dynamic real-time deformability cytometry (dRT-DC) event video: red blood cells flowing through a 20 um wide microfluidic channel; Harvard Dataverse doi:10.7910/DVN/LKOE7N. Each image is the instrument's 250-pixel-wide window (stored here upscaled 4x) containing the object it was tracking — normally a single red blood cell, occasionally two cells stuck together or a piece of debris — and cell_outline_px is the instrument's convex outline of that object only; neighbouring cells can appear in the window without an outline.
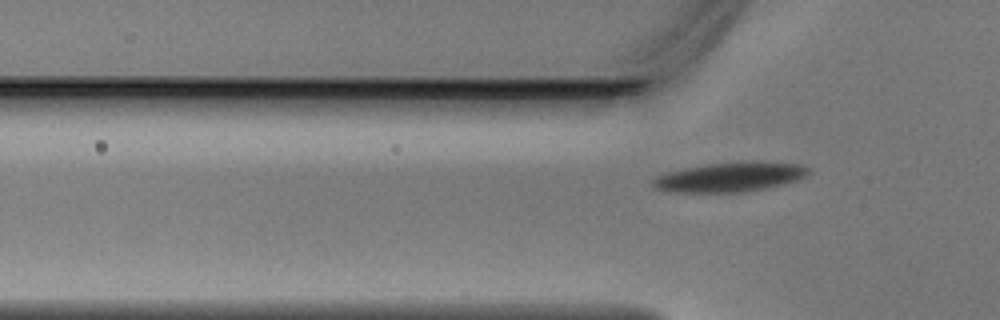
{"species": "Egyptian fruit bat (a non-hibernating species)", "species_latin": "Rousettus aegyptiacus", "temperature_condition": "warm", "stored_images_in_passage": 3, "camera_frame_rate_fps": 3000, "um_per_image_px": 0.085, "animal": {"sex": "male"}, "frame": {"image": 1, "passage_image": 3, "time_ms": 0.667, "image_size_px": [1000, 320], "cell_outline_px": [[808, 172], [804, 176], [796, 180], [768, 188], [744, 192], [668, 192], [656, 188], [652, 184], [652, 180], [656, 176], [664, 172], [704, 164], [740, 160], [752, 160], [800, 164], [808, 168]], "centroid_in_image_um": [62.0, 15.02], "position_along_channel_um": 63.8, "area_um2": 27.22}}